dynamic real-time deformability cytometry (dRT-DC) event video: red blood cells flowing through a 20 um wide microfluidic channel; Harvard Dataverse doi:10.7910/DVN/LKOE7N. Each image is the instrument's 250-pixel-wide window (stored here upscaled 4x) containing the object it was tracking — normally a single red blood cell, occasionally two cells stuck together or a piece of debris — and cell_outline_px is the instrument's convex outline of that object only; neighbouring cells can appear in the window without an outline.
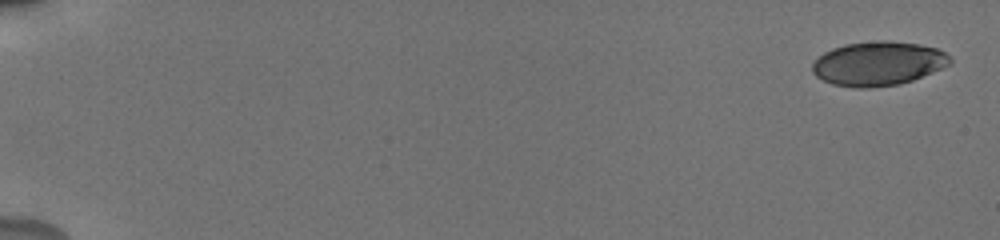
{"species": "human", "species_latin": "Homo sapiens", "temperature_condition": "cold", "stored_images_in_passage": 15, "camera_frame_rate_fps": 3000, "um_per_image_px": 0.085, "donor": {"sex": "male"}, "frame": {"image": 1, "passage_image": 1, "time_ms": 0.0, "image_size_px": [1000, 240], "cell_outline_px": [[952, 64], [912, 80], [900, 84], [868, 88], [856, 88], [832, 84], [816, 76], [812, 72], [812, 64], [824, 52], [832, 48], [844, 44], [880, 40], [888, 40], [916, 44], [936, 48], [944, 52], [952, 60]], "centroid_in_image_um": [74.63, 5.4], "position_along_channel_um": 10.4, "area_um2": 35.32}}
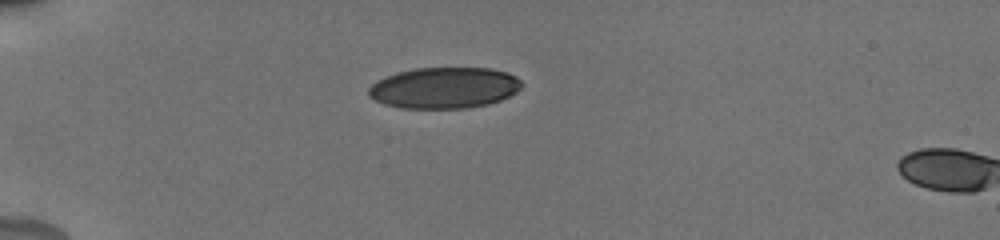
{"frame": {"image": 2, "passage_image": 14, "time_ms": 4.333, "image_size_px": [1000, 240], "cell_outline_px": [[524, 84], [516, 92], [500, 100], [488, 104], [468, 108], [400, 108], [384, 104], [368, 96], [368, 88], [376, 80], [384, 76], [396, 72], [416, 68], [492, 68], [508, 72], [516, 76]], "centroid_in_image_um": [37.75, 7.46], "position_along_channel_um": 47.2, "area_um2": 36.99}}